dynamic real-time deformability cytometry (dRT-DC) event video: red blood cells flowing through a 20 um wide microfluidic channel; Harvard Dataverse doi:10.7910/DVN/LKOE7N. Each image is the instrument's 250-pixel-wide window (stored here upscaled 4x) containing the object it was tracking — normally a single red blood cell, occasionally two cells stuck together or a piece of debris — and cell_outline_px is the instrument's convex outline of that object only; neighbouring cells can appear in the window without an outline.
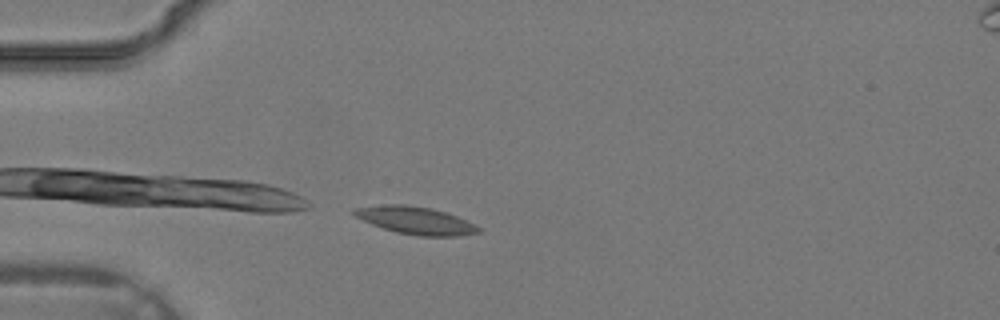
{"species": "common noctule bat (a hibernating species)", "species_latin": "Nyctalus noctula", "temperature_condition": "warm", "stored_images_in_passage": 4, "camera_frame_rate_fps": 3000, "um_per_image_px": 0.085, "animal": {"sex": "male", "body_mass_g": 19.2, "forearm_length_mm": 51.8}, "frame": {"image": 1, "passage_image": 4, "time_ms": 1.0, "image_size_px": [1000, 320], "cell_outline_px": [[484, 228], [480, 232], [456, 236], [420, 236], [396, 232], [372, 224], [356, 216], [352, 212], [352, 208], [384, 204], [404, 204], [432, 208], [456, 216], [476, 224]], "centroid_in_image_um": [35.36, 18.73], "position_along_channel_um": 49.6, "area_um2": 19.94}}